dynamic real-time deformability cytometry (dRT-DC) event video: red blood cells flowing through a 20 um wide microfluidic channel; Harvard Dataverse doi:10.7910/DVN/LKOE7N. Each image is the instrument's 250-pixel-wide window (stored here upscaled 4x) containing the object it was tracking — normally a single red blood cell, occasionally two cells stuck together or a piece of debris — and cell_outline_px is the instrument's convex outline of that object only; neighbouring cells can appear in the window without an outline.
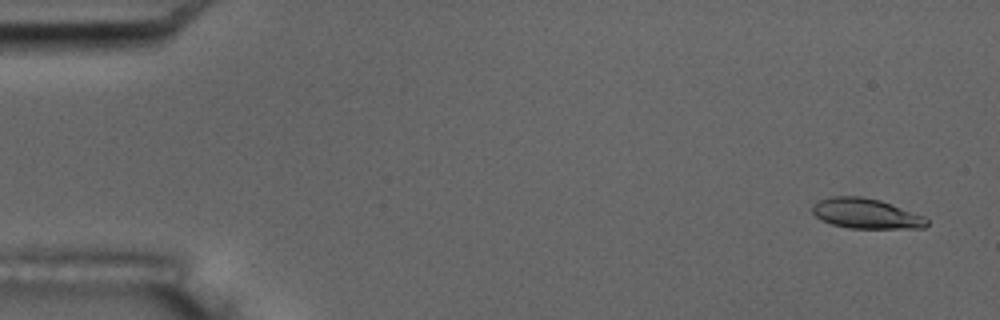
{"species": "common noctule bat (a hibernating species)", "species_latin": "Nyctalus noctula", "temperature_condition": "room temperature", "stored_images_in_passage": 5, "camera_frame_rate_fps": 3000, "um_per_image_px": 0.085, "animal": {"sex": "male", "body_mass_g": 17.5, "forearm_length_mm": 52.3}, "frame": {"image": 1, "passage_image": 1, "time_ms": 0.0, "image_size_px": [1000, 320], "cell_outline_px": [[928, 224], [924, 228], [848, 228], [832, 224], [820, 220], [812, 212], [812, 204], [820, 200], [832, 196], [860, 196], [880, 200], [924, 216], [928, 220]], "centroid_in_image_um": [73.59, 18.15], "position_along_channel_um": 11.4, "area_um2": 20.06}}